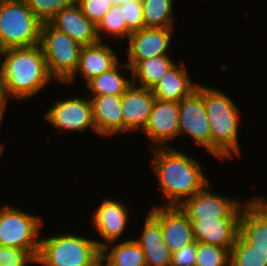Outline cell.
I'll list each match as a JSON object with an SVG mask.
<instances>
[{"mask_svg":"<svg viewBox=\"0 0 267 266\" xmlns=\"http://www.w3.org/2000/svg\"><path fill=\"white\" fill-rule=\"evenodd\" d=\"M152 148L155 159L152 168L167 200L164 206H179L208 184L194 158L168 146Z\"/></svg>","mask_w":267,"mask_h":266,"instance_id":"cell-1","label":"cell"},{"mask_svg":"<svg viewBox=\"0 0 267 266\" xmlns=\"http://www.w3.org/2000/svg\"><path fill=\"white\" fill-rule=\"evenodd\" d=\"M0 77L8 95L31 97L52 80L40 44L5 49Z\"/></svg>","mask_w":267,"mask_h":266,"instance_id":"cell-2","label":"cell"},{"mask_svg":"<svg viewBox=\"0 0 267 266\" xmlns=\"http://www.w3.org/2000/svg\"><path fill=\"white\" fill-rule=\"evenodd\" d=\"M204 99L211 133V155L220 160L240 156L238 143L239 111L234 102L218 89L198 85Z\"/></svg>","mask_w":267,"mask_h":266,"instance_id":"cell-3","label":"cell"},{"mask_svg":"<svg viewBox=\"0 0 267 266\" xmlns=\"http://www.w3.org/2000/svg\"><path fill=\"white\" fill-rule=\"evenodd\" d=\"M104 242L64 234L40 240L35 263L43 266H98Z\"/></svg>","mask_w":267,"mask_h":266,"instance_id":"cell-4","label":"cell"},{"mask_svg":"<svg viewBox=\"0 0 267 266\" xmlns=\"http://www.w3.org/2000/svg\"><path fill=\"white\" fill-rule=\"evenodd\" d=\"M42 23L25 0H0V41L5 49L40 44Z\"/></svg>","mask_w":267,"mask_h":266,"instance_id":"cell-5","label":"cell"},{"mask_svg":"<svg viewBox=\"0 0 267 266\" xmlns=\"http://www.w3.org/2000/svg\"><path fill=\"white\" fill-rule=\"evenodd\" d=\"M40 45L49 74L60 82H66L78 67L83 46L49 22L42 23Z\"/></svg>","mask_w":267,"mask_h":266,"instance_id":"cell-6","label":"cell"},{"mask_svg":"<svg viewBox=\"0 0 267 266\" xmlns=\"http://www.w3.org/2000/svg\"><path fill=\"white\" fill-rule=\"evenodd\" d=\"M41 226L40 217L24 213L17 207L4 206L0 210V245L26 250L36 260Z\"/></svg>","mask_w":267,"mask_h":266,"instance_id":"cell-7","label":"cell"},{"mask_svg":"<svg viewBox=\"0 0 267 266\" xmlns=\"http://www.w3.org/2000/svg\"><path fill=\"white\" fill-rule=\"evenodd\" d=\"M209 183L192 197L179 205L188 219L240 218L242 207L239 201L219 196L206 190Z\"/></svg>","mask_w":267,"mask_h":266,"instance_id":"cell-8","label":"cell"},{"mask_svg":"<svg viewBox=\"0 0 267 266\" xmlns=\"http://www.w3.org/2000/svg\"><path fill=\"white\" fill-rule=\"evenodd\" d=\"M189 134L211 154V133L203 96L195 90L179 102V135Z\"/></svg>","mask_w":267,"mask_h":266,"instance_id":"cell-9","label":"cell"},{"mask_svg":"<svg viewBox=\"0 0 267 266\" xmlns=\"http://www.w3.org/2000/svg\"><path fill=\"white\" fill-rule=\"evenodd\" d=\"M44 116L60 132L62 129L84 131L89 127L96 131L90 99L58 100Z\"/></svg>","mask_w":267,"mask_h":266,"instance_id":"cell-10","label":"cell"},{"mask_svg":"<svg viewBox=\"0 0 267 266\" xmlns=\"http://www.w3.org/2000/svg\"><path fill=\"white\" fill-rule=\"evenodd\" d=\"M173 28L144 27L134 31L128 38V63L132 69L139 61L167 55Z\"/></svg>","mask_w":267,"mask_h":266,"instance_id":"cell-11","label":"cell"},{"mask_svg":"<svg viewBox=\"0 0 267 266\" xmlns=\"http://www.w3.org/2000/svg\"><path fill=\"white\" fill-rule=\"evenodd\" d=\"M151 142L167 147L166 143L179 136V102L155 98L148 123L143 130Z\"/></svg>","mask_w":267,"mask_h":266,"instance_id":"cell-12","label":"cell"},{"mask_svg":"<svg viewBox=\"0 0 267 266\" xmlns=\"http://www.w3.org/2000/svg\"><path fill=\"white\" fill-rule=\"evenodd\" d=\"M155 101L151 89L131 86L122 94L123 132L139 129L143 131Z\"/></svg>","mask_w":267,"mask_h":266,"instance_id":"cell-13","label":"cell"},{"mask_svg":"<svg viewBox=\"0 0 267 266\" xmlns=\"http://www.w3.org/2000/svg\"><path fill=\"white\" fill-rule=\"evenodd\" d=\"M159 224L163 240L172 253L195 242L192 222L179 206H160Z\"/></svg>","mask_w":267,"mask_h":266,"instance_id":"cell-14","label":"cell"},{"mask_svg":"<svg viewBox=\"0 0 267 266\" xmlns=\"http://www.w3.org/2000/svg\"><path fill=\"white\" fill-rule=\"evenodd\" d=\"M136 242L144 252L146 266H171L172 252L163 240L159 224V207L148 212L143 234Z\"/></svg>","mask_w":267,"mask_h":266,"instance_id":"cell-15","label":"cell"},{"mask_svg":"<svg viewBox=\"0 0 267 266\" xmlns=\"http://www.w3.org/2000/svg\"><path fill=\"white\" fill-rule=\"evenodd\" d=\"M240 218L198 219L192 222L195 241L231 249L239 235Z\"/></svg>","mask_w":267,"mask_h":266,"instance_id":"cell-16","label":"cell"},{"mask_svg":"<svg viewBox=\"0 0 267 266\" xmlns=\"http://www.w3.org/2000/svg\"><path fill=\"white\" fill-rule=\"evenodd\" d=\"M48 22L82 46L92 45L100 41L96 25L82 13L77 3L62 9Z\"/></svg>","mask_w":267,"mask_h":266,"instance_id":"cell-17","label":"cell"},{"mask_svg":"<svg viewBox=\"0 0 267 266\" xmlns=\"http://www.w3.org/2000/svg\"><path fill=\"white\" fill-rule=\"evenodd\" d=\"M239 235L256 249L267 250V203L251 199L242 207Z\"/></svg>","mask_w":267,"mask_h":266,"instance_id":"cell-18","label":"cell"},{"mask_svg":"<svg viewBox=\"0 0 267 266\" xmlns=\"http://www.w3.org/2000/svg\"><path fill=\"white\" fill-rule=\"evenodd\" d=\"M118 58L110 46L99 41L92 45L82 47L78 67L75 73L65 82L73 83L74 76L78 72L86 82L113 68L118 63Z\"/></svg>","mask_w":267,"mask_h":266,"instance_id":"cell-19","label":"cell"},{"mask_svg":"<svg viewBox=\"0 0 267 266\" xmlns=\"http://www.w3.org/2000/svg\"><path fill=\"white\" fill-rule=\"evenodd\" d=\"M90 101L97 134L123 133L122 95L92 96Z\"/></svg>","mask_w":267,"mask_h":266,"instance_id":"cell-20","label":"cell"},{"mask_svg":"<svg viewBox=\"0 0 267 266\" xmlns=\"http://www.w3.org/2000/svg\"><path fill=\"white\" fill-rule=\"evenodd\" d=\"M125 205L118 201L105 199L94 212L93 225L108 244L116 241L128 223Z\"/></svg>","mask_w":267,"mask_h":266,"instance_id":"cell-21","label":"cell"},{"mask_svg":"<svg viewBox=\"0 0 267 266\" xmlns=\"http://www.w3.org/2000/svg\"><path fill=\"white\" fill-rule=\"evenodd\" d=\"M175 64L151 89L154 97L163 101L180 102L183 98L191 95L199 84L191 83L185 68Z\"/></svg>","mask_w":267,"mask_h":266,"instance_id":"cell-22","label":"cell"},{"mask_svg":"<svg viewBox=\"0 0 267 266\" xmlns=\"http://www.w3.org/2000/svg\"><path fill=\"white\" fill-rule=\"evenodd\" d=\"M107 248L106 244L101 248V263L106 261V266H146L144 252L135 239L115 244L110 250Z\"/></svg>","mask_w":267,"mask_h":266,"instance_id":"cell-23","label":"cell"},{"mask_svg":"<svg viewBox=\"0 0 267 266\" xmlns=\"http://www.w3.org/2000/svg\"><path fill=\"white\" fill-rule=\"evenodd\" d=\"M174 65L175 63L168 55L141 60L131 69L132 84L136 85L138 80L141 84L140 87L152 89Z\"/></svg>","mask_w":267,"mask_h":266,"instance_id":"cell-24","label":"cell"},{"mask_svg":"<svg viewBox=\"0 0 267 266\" xmlns=\"http://www.w3.org/2000/svg\"><path fill=\"white\" fill-rule=\"evenodd\" d=\"M131 68L126 64L117 63L113 68L87 82L93 96L122 95L132 84L130 79H125L118 71L119 68Z\"/></svg>","mask_w":267,"mask_h":266,"instance_id":"cell-25","label":"cell"},{"mask_svg":"<svg viewBox=\"0 0 267 266\" xmlns=\"http://www.w3.org/2000/svg\"><path fill=\"white\" fill-rule=\"evenodd\" d=\"M174 0H141L145 27L173 28Z\"/></svg>","mask_w":267,"mask_h":266,"instance_id":"cell-26","label":"cell"},{"mask_svg":"<svg viewBox=\"0 0 267 266\" xmlns=\"http://www.w3.org/2000/svg\"><path fill=\"white\" fill-rule=\"evenodd\" d=\"M230 266H267V250L256 249L238 235L230 249Z\"/></svg>","mask_w":267,"mask_h":266,"instance_id":"cell-27","label":"cell"},{"mask_svg":"<svg viewBox=\"0 0 267 266\" xmlns=\"http://www.w3.org/2000/svg\"><path fill=\"white\" fill-rule=\"evenodd\" d=\"M97 35L100 41L101 31H105L107 34L114 35L115 37L125 38L127 40L132 33L127 27L126 22L122 15L121 5L114 4L111 9L104 15L99 24L96 26Z\"/></svg>","mask_w":267,"mask_h":266,"instance_id":"cell-28","label":"cell"},{"mask_svg":"<svg viewBox=\"0 0 267 266\" xmlns=\"http://www.w3.org/2000/svg\"><path fill=\"white\" fill-rule=\"evenodd\" d=\"M195 266H230V250L197 242Z\"/></svg>","mask_w":267,"mask_h":266,"instance_id":"cell-29","label":"cell"},{"mask_svg":"<svg viewBox=\"0 0 267 266\" xmlns=\"http://www.w3.org/2000/svg\"><path fill=\"white\" fill-rule=\"evenodd\" d=\"M34 15L48 22L56 13L77 3V0H25Z\"/></svg>","mask_w":267,"mask_h":266,"instance_id":"cell-30","label":"cell"},{"mask_svg":"<svg viewBox=\"0 0 267 266\" xmlns=\"http://www.w3.org/2000/svg\"><path fill=\"white\" fill-rule=\"evenodd\" d=\"M82 13L96 26L114 5L113 0H77Z\"/></svg>","mask_w":267,"mask_h":266,"instance_id":"cell-31","label":"cell"},{"mask_svg":"<svg viewBox=\"0 0 267 266\" xmlns=\"http://www.w3.org/2000/svg\"><path fill=\"white\" fill-rule=\"evenodd\" d=\"M121 8L126 27L131 32L145 27L141 0L124 3L121 5Z\"/></svg>","mask_w":267,"mask_h":266,"instance_id":"cell-32","label":"cell"},{"mask_svg":"<svg viewBox=\"0 0 267 266\" xmlns=\"http://www.w3.org/2000/svg\"><path fill=\"white\" fill-rule=\"evenodd\" d=\"M29 261L36 260L26 250L0 245V266H26Z\"/></svg>","mask_w":267,"mask_h":266,"instance_id":"cell-33","label":"cell"},{"mask_svg":"<svg viewBox=\"0 0 267 266\" xmlns=\"http://www.w3.org/2000/svg\"><path fill=\"white\" fill-rule=\"evenodd\" d=\"M196 256L197 241L173 252L171 266H195Z\"/></svg>","mask_w":267,"mask_h":266,"instance_id":"cell-34","label":"cell"},{"mask_svg":"<svg viewBox=\"0 0 267 266\" xmlns=\"http://www.w3.org/2000/svg\"><path fill=\"white\" fill-rule=\"evenodd\" d=\"M7 97H10V96H8L7 89L0 77V109L6 108L7 99H8Z\"/></svg>","mask_w":267,"mask_h":266,"instance_id":"cell-35","label":"cell"},{"mask_svg":"<svg viewBox=\"0 0 267 266\" xmlns=\"http://www.w3.org/2000/svg\"><path fill=\"white\" fill-rule=\"evenodd\" d=\"M4 52H5V48L3 47L1 41H0V59H1V56H4ZM2 64H3V61L0 62V72H1V69H2Z\"/></svg>","mask_w":267,"mask_h":266,"instance_id":"cell-36","label":"cell"},{"mask_svg":"<svg viewBox=\"0 0 267 266\" xmlns=\"http://www.w3.org/2000/svg\"><path fill=\"white\" fill-rule=\"evenodd\" d=\"M130 1H135V0H113V3L116 5H122V4L130 2Z\"/></svg>","mask_w":267,"mask_h":266,"instance_id":"cell-37","label":"cell"},{"mask_svg":"<svg viewBox=\"0 0 267 266\" xmlns=\"http://www.w3.org/2000/svg\"><path fill=\"white\" fill-rule=\"evenodd\" d=\"M4 110L5 109H0V125H1V122H2V119H3V113L5 112ZM3 147L4 146L0 145V153H2Z\"/></svg>","mask_w":267,"mask_h":266,"instance_id":"cell-38","label":"cell"}]
</instances>
